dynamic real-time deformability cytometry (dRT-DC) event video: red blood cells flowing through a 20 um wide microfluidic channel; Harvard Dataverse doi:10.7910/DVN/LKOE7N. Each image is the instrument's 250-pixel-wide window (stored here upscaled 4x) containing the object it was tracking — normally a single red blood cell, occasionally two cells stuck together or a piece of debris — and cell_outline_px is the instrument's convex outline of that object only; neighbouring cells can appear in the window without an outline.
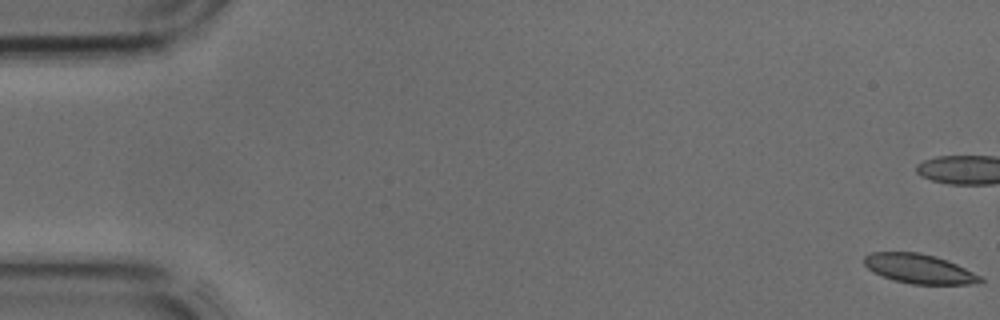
{"species": "common noctule bat (a hibernating species)", "species_latin": "Nyctalus noctula", "temperature_condition": "cold", "stored_images_in_passage": 12, "camera_frame_rate_fps": 3000, "um_per_image_px": 0.085, "animal": {"sex": "male", "body_mass_g": 17.9, "forearm_length_mm": 54.2}, "frame": {"image": 1, "passage_image": 1, "time_ms": 0.0, "image_size_px": [1000, 320], "cell_outline_px": [[984, 280], [980, 284], [912, 284], [892, 280], [868, 268], [864, 264], [864, 256], [872, 252], [920, 252], [936, 256], [948, 260], [980, 276]], "centroid_in_image_um": [78.15, 22.84], "position_along_channel_um": 6.9, "area_um2": 19.83}}